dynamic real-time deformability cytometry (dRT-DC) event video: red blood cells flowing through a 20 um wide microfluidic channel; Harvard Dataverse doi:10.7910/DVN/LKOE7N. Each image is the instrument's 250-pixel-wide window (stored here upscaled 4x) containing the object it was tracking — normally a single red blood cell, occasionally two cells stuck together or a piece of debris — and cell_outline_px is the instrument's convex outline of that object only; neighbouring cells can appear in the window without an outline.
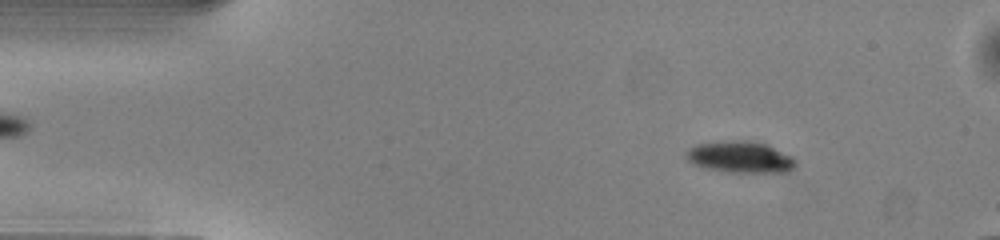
{"species": "common noctule bat (a hibernating species)", "species_latin": "Nyctalus noctula", "temperature_condition": "warm", "stored_images_in_passage": 48, "camera_frame_rate_fps": 3000, "um_per_image_px": 0.085, "animal": {"sex": "male", "body_mass_g": 13.0, "forearm_length_mm": 53.1}, "frame": {"image": 1, "passage_image": 6, "time_ms": 1.667, "image_size_px": [1000, 240], "cell_outline_px": [[796, 168], [788, 172], [728, 172], [704, 168], [692, 164], [684, 156], [684, 152], [688, 148], [696, 144], [732, 140], [744, 140], [764, 144], [792, 156], [796, 160]], "centroid_in_image_um": [62.88, 13.36], "position_along_channel_um": 22.1, "area_um2": 20.23}}
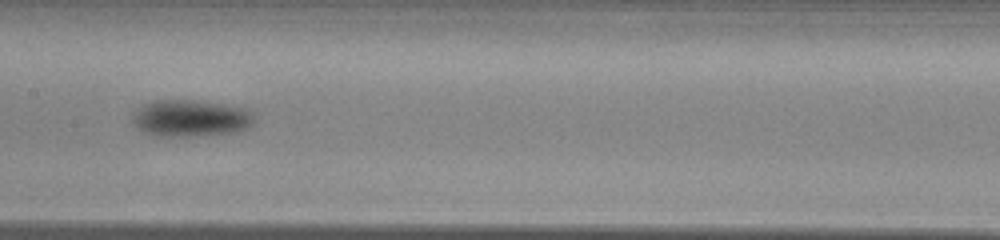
{"frame": {"image": 2, "passage_image": 24, "time_ms": 7.667, "image_size_px": [1000, 240], "cell_outline_px": [[252, 124], [248, 128], [236, 132], [192, 136], [156, 136], [144, 132], [136, 128], [132, 124], [132, 112], [136, 108], [144, 104], [156, 100], [192, 100], [224, 104], [248, 108], [252, 112]], "centroid_in_image_um": [16.16, 10.05], "position_along_channel_um": 191.2, "area_um2": 26.36}}
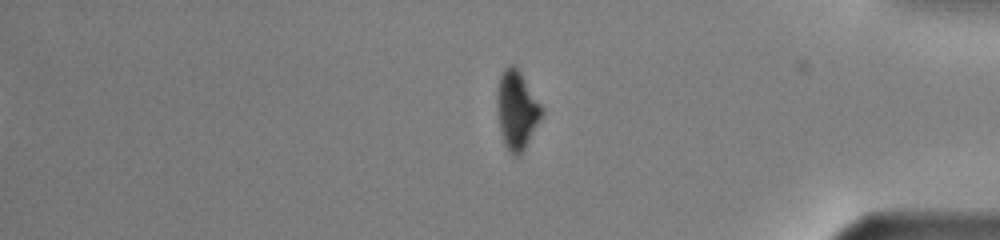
{"frame": {"image": 3, "passage_image": 41, "time_ms": 13.333, "image_size_px": [1000, 240], "cell_outline_px": [[544, 112], [540, 120], [520, 156], [516, 156], [504, 144], [500, 132], [496, 100], [496, 96], [500, 76], [504, 68], [508, 64], [512, 64], [520, 72], [544, 108]], "centroid_in_image_um": [43.93, 9.33], "position_along_channel_um": 391.3, "area_um2": 20.29}, "authors_computed_cell_mechanics": {"area_um2": 22.3108, "velocity_mm_per_s": 4.0433, "shape_relaxation_time_tau1_ms": 1.9448, "shape_relaxation_time_tau2_ms": null, "deformation_change_tau1": 0.0894, "deformation_change_tau2": null}}